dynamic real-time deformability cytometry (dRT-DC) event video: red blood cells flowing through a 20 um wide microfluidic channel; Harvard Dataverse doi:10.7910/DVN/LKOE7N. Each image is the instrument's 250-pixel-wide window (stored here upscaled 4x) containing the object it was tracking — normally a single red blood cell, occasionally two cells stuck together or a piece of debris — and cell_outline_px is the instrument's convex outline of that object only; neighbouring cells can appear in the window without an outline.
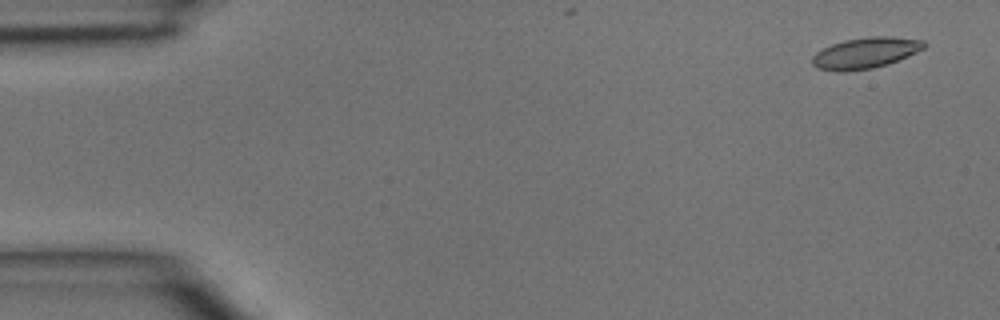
{"species": "common noctule bat (a hibernating species)", "species_latin": "Nyctalus noctula", "temperature_condition": "room temperature", "stored_images_in_passage": 2, "segment_of_instrument_passage": [2, 2], "camera_frame_rate_fps": 3000, "um_per_image_px": 0.085, "animal": {"sex": "male", "body_mass_g": 15.6}, "frame": {"image": 1, "passage_image": 2, "time_ms": 0.333, "image_size_px": [1000, 320], "cell_outline_px": [[928, 44], [924, 48], [908, 56], [888, 64], [872, 68], [848, 72], [836, 72], [816, 68], [812, 64], [812, 56], [816, 52], [832, 44], [844, 40], [872, 36], [892, 36], [924, 40]], "centroid_in_image_um": [73.56, 4.51], "position_along_channel_um": 11.4, "area_um2": 20.4}}